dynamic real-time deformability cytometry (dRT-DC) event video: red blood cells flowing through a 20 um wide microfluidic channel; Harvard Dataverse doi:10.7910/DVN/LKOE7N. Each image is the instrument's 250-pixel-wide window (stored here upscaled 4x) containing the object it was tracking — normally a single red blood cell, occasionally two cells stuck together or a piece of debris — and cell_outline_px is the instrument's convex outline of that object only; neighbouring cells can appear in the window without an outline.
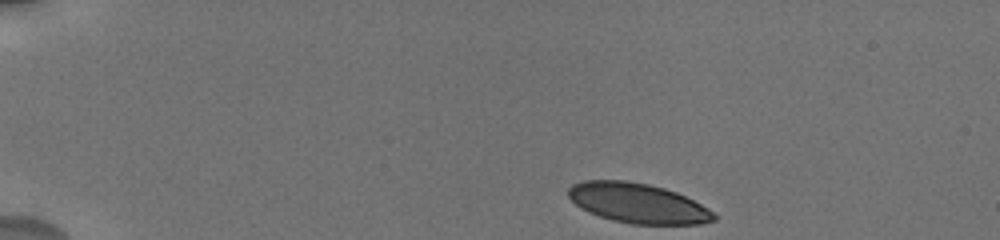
{"species": "human", "species_latin": "Homo sapiens", "temperature_condition": "cold", "stored_images_in_passage": 18, "camera_frame_rate_fps": 3000, "um_per_image_px": 0.085, "donor": {"sex": "male"}, "frame": {"image": 1, "passage_image": 1, "time_ms": 0.0, "image_size_px": [1000, 240], "cell_outline_px": [[716, 220], [700, 224], [632, 224], [612, 220], [588, 212], [580, 208], [568, 196], [568, 188], [572, 184], [584, 180], [628, 180], [648, 184], [664, 188], [676, 192], [700, 204], [712, 212], [716, 216]], "centroid_in_image_um": [54.18, 17.26], "position_along_channel_um": 30.8, "area_um2": 33.7}}
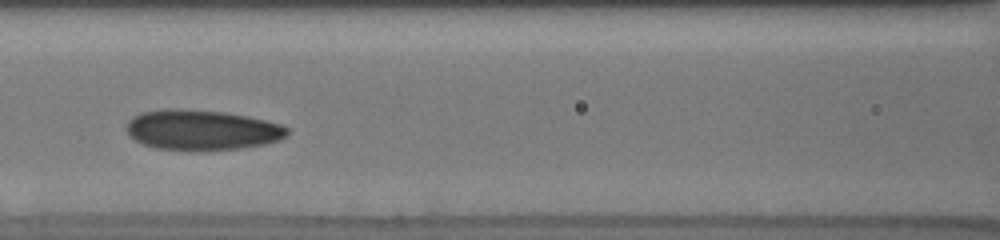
{"frame": {"image": 2, "passage_image": 12, "time_ms": 5.667, "image_size_px": [1000, 240], "cell_outline_px": [[288, 136], [280, 140], [264, 144], [240, 148], [200, 152], [196, 152], [156, 148], [144, 144], [136, 140], [128, 132], [128, 120], [132, 116], [140, 112], [164, 108], [180, 108], [224, 112], [248, 116], [280, 124], [288, 128]], "centroid_in_image_um": [17.16, 11.05], "position_along_channel_um": 149.4, "area_um2": 38.21}}
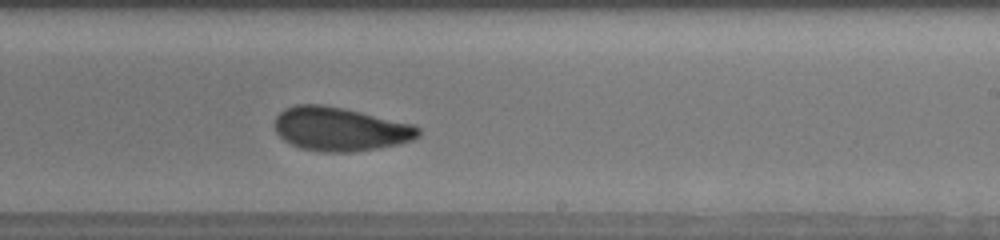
{"frame": {"image": 3, "passage_image": 18, "time_ms": 8.667, "image_size_px": [1000, 240], "cell_outline_px": [[420, 136], [412, 140], [396, 144], [376, 148], [348, 152], [320, 152], [300, 148], [284, 140], [276, 132], [276, 116], [284, 108], [296, 104], [320, 104], [344, 108], [412, 124], [420, 128]], "centroid_in_image_um": [28.89, 10.96], "position_along_channel_um": 260.1, "area_um2": 36.41}}